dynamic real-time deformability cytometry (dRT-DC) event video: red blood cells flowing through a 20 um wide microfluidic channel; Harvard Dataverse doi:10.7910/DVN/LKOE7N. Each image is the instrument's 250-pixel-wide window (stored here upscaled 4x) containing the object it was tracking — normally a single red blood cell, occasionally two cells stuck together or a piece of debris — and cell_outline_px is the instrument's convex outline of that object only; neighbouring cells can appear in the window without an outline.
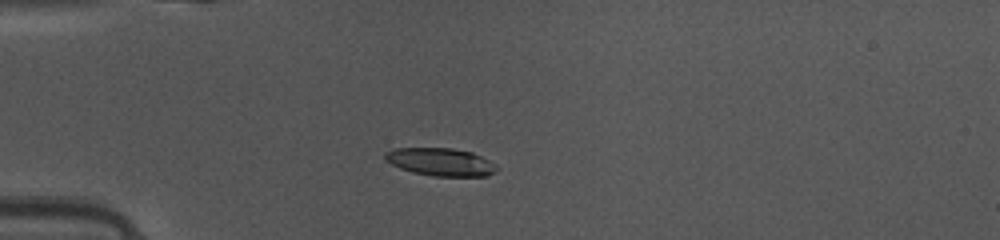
{"species": "common noctule bat (a hibernating species)", "species_latin": "Nyctalus noctula", "temperature_condition": "warm", "stored_images_in_passage": 36, "camera_frame_rate_fps": 3000, "um_per_image_px": 0.085, "animal": {"sex": "female", "body_mass_g": 10.0, "forearm_length_mm": 53.1}, "frame": {"image": 1, "passage_image": 1, "time_ms": 0.0, "image_size_px": [1000, 240], "cell_outline_px": [[496, 172], [488, 176], [432, 176], [412, 172], [400, 168], [384, 160], [384, 152], [396, 148], [452, 148], [472, 152], [496, 164]], "centroid_in_image_um": [37.43, 13.76], "position_along_channel_um": 47.6, "area_um2": 18.15}}
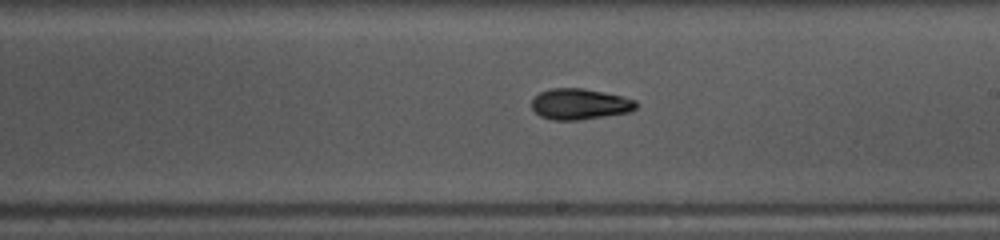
{"frame": {"image": 2, "passage_image": 16, "time_ms": 5.0, "image_size_px": [1000, 240], "cell_outline_px": [[640, 104], [632, 112], [580, 120], [552, 120], [540, 116], [532, 108], [532, 100], [540, 92], [552, 88], [584, 88], [624, 96], [636, 100]], "centroid_in_image_um": [49.34, 8.85], "position_along_channel_um": 239.7, "area_um2": 19.07}}
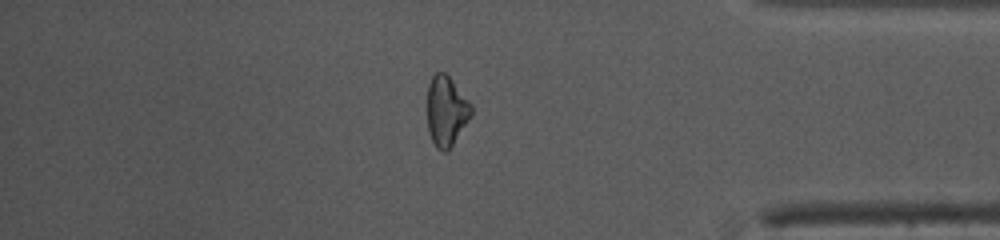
{"frame": {"image": 3, "passage_image": 29, "time_ms": 9.333, "image_size_px": [1000, 240], "cell_outline_px": [[472, 116], [452, 144], [444, 152], [436, 148], [428, 132], [428, 84], [432, 76], [436, 72], [444, 72], [452, 80], [472, 104]], "centroid_in_image_um": [37.94, 9.42], "position_along_channel_um": 397.3, "area_um2": 17.8}, "authors_computed_cell_mechanics": {"area_um2": 18.6405, "velocity_mm_per_s": 4.1584, "shape_relaxation_time_tau1_ms": 3.4183, "shape_relaxation_time_tau2_ms": 3.8977, "deformation_change_tau1": 0.1212, "deformation_change_tau2": 0.1098}}